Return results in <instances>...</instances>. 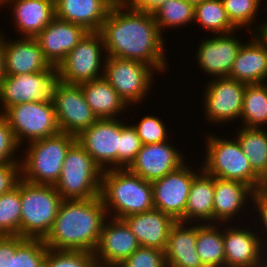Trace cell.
Wrapping results in <instances>:
<instances>
[{
  "mask_svg": "<svg viewBox=\"0 0 267 267\" xmlns=\"http://www.w3.org/2000/svg\"><path fill=\"white\" fill-rule=\"evenodd\" d=\"M43 239L27 238L13 256V267H44L48 251Z\"/></svg>",
  "mask_w": 267,
  "mask_h": 267,
  "instance_id": "37",
  "label": "cell"
},
{
  "mask_svg": "<svg viewBox=\"0 0 267 267\" xmlns=\"http://www.w3.org/2000/svg\"><path fill=\"white\" fill-rule=\"evenodd\" d=\"M20 236L44 239L57 216L62 197L54 185L32 184L20 180Z\"/></svg>",
  "mask_w": 267,
  "mask_h": 267,
  "instance_id": "4",
  "label": "cell"
},
{
  "mask_svg": "<svg viewBox=\"0 0 267 267\" xmlns=\"http://www.w3.org/2000/svg\"><path fill=\"white\" fill-rule=\"evenodd\" d=\"M106 208L100 196L63 200L50 232L43 239L49 249L89 251L97 248Z\"/></svg>",
  "mask_w": 267,
  "mask_h": 267,
  "instance_id": "2",
  "label": "cell"
},
{
  "mask_svg": "<svg viewBox=\"0 0 267 267\" xmlns=\"http://www.w3.org/2000/svg\"><path fill=\"white\" fill-rule=\"evenodd\" d=\"M194 20L216 34H232L236 28L228 19L221 0H205L195 5Z\"/></svg>",
  "mask_w": 267,
  "mask_h": 267,
  "instance_id": "33",
  "label": "cell"
},
{
  "mask_svg": "<svg viewBox=\"0 0 267 267\" xmlns=\"http://www.w3.org/2000/svg\"><path fill=\"white\" fill-rule=\"evenodd\" d=\"M251 198L255 201L261 214L262 223L265 224L264 228L267 230V185L254 190Z\"/></svg>",
  "mask_w": 267,
  "mask_h": 267,
  "instance_id": "46",
  "label": "cell"
},
{
  "mask_svg": "<svg viewBox=\"0 0 267 267\" xmlns=\"http://www.w3.org/2000/svg\"><path fill=\"white\" fill-rule=\"evenodd\" d=\"M14 1V17L19 32L35 38L54 18L55 0H2L0 4Z\"/></svg>",
  "mask_w": 267,
  "mask_h": 267,
  "instance_id": "26",
  "label": "cell"
},
{
  "mask_svg": "<svg viewBox=\"0 0 267 267\" xmlns=\"http://www.w3.org/2000/svg\"><path fill=\"white\" fill-rule=\"evenodd\" d=\"M120 122L117 119H98L77 137L78 142L104 171L105 164L119 169Z\"/></svg>",
  "mask_w": 267,
  "mask_h": 267,
  "instance_id": "14",
  "label": "cell"
},
{
  "mask_svg": "<svg viewBox=\"0 0 267 267\" xmlns=\"http://www.w3.org/2000/svg\"><path fill=\"white\" fill-rule=\"evenodd\" d=\"M5 75L36 73L46 69H57L51 66L44 57L35 38L23 37L22 40L6 43L3 41Z\"/></svg>",
  "mask_w": 267,
  "mask_h": 267,
  "instance_id": "20",
  "label": "cell"
},
{
  "mask_svg": "<svg viewBox=\"0 0 267 267\" xmlns=\"http://www.w3.org/2000/svg\"><path fill=\"white\" fill-rule=\"evenodd\" d=\"M208 141L207 158L202 171L216 178L243 182L253 190L265 185L252 170L249 159L242 152L237 139L230 141L210 136Z\"/></svg>",
  "mask_w": 267,
  "mask_h": 267,
  "instance_id": "7",
  "label": "cell"
},
{
  "mask_svg": "<svg viewBox=\"0 0 267 267\" xmlns=\"http://www.w3.org/2000/svg\"><path fill=\"white\" fill-rule=\"evenodd\" d=\"M4 77H5L4 53H3L2 37L0 35V82Z\"/></svg>",
  "mask_w": 267,
  "mask_h": 267,
  "instance_id": "47",
  "label": "cell"
},
{
  "mask_svg": "<svg viewBox=\"0 0 267 267\" xmlns=\"http://www.w3.org/2000/svg\"><path fill=\"white\" fill-rule=\"evenodd\" d=\"M195 6L185 0H168L153 12L161 31L163 27L182 26L194 20Z\"/></svg>",
  "mask_w": 267,
  "mask_h": 267,
  "instance_id": "35",
  "label": "cell"
},
{
  "mask_svg": "<svg viewBox=\"0 0 267 267\" xmlns=\"http://www.w3.org/2000/svg\"><path fill=\"white\" fill-rule=\"evenodd\" d=\"M57 79V69L5 75L0 82V100L4 111L19 103L45 101L51 98Z\"/></svg>",
  "mask_w": 267,
  "mask_h": 267,
  "instance_id": "12",
  "label": "cell"
},
{
  "mask_svg": "<svg viewBox=\"0 0 267 267\" xmlns=\"http://www.w3.org/2000/svg\"><path fill=\"white\" fill-rule=\"evenodd\" d=\"M167 143L143 144L127 169L150 182L176 170L185 162L178 150Z\"/></svg>",
  "mask_w": 267,
  "mask_h": 267,
  "instance_id": "18",
  "label": "cell"
},
{
  "mask_svg": "<svg viewBox=\"0 0 267 267\" xmlns=\"http://www.w3.org/2000/svg\"><path fill=\"white\" fill-rule=\"evenodd\" d=\"M260 35L267 41V22L259 29Z\"/></svg>",
  "mask_w": 267,
  "mask_h": 267,
  "instance_id": "48",
  "label": "cell"
},
{
  "mask_svg": "<svg viewBox=\"0 0 267 267\" xmlns=\"http://www.w3.org/2000/svg\"><path fill=\"white\" fill-rule=\"evenodd\" d=\"M114 3H122L123 0H112Z\"/></svg>",
  "mask_w": 267,
  "mask_h": 267,
  "instance_id": "51",
  "label": "cell"
},
{
  "mask_svg": "<svg viewBox=\"0 0 267 267\" xmlns=\"http://www.w3.org/2000/svg\"><path fill=\"white\" fill-rule=\"evenodd\" d=\"M166 1L168 0H123L122 3L126 5L127 8H132L146 13H153Z\"/></svg>",
  "mask_w": 267,
  "mask_h": 267,
  "instance_id": "45",
  "label": "cell"
},
{
  "mask_svg": "<svg viewBox=\"0 0 267 267\" xmlns=\"http://www.w3.org/2000/svg\"><path fill=\"white\" fill-rule=\"evenodd\" d=\"M111 220L113 223L104 222L97 248L94 251L97 266L118 267L140 247L136 236L122 219Z\"/></svg>",
  "mask_w": 267,
  "mask_h": 267,
  "instance_id": "15",
  "label": "cell"
},
{
  "mask_svg": "<svg viewBox=\"0 0 267 267\" xmlns=\"http://www.w3.org/2000/svg\"><path fill=\"white\" fill-rule=\"evenodd\" d=\"M114 4L112 0H55V17L99 32Z\"/></svg>",
  "mask_w": 267,
  "mask_h": 267,
  "instance_id": "21",
  "label": "cell"
},
{
  "mask_svg": "<svg viewBox=\"0 0 267 267\" xmlns=\"http://www.w3.org/2000/svg\"><path fill=\"white\" fill-rule=\"evenodd\" d=\"M228 228L223 232L225 266L252 267L261 262L262 241L254 234L256 232H249L244 228Z\"/></svg>",
  "mask_w": 267,
  "mask_h": 267,
  "instance_id": "24",
  "label": "cell"
},
{
  "mask_svg": "<svg viewBox=\"0 0 267 267\" xmlns=\"http://www.w3.org/2000/svg\"><path fill=\"white\" fill-rule=\"evenodd\" d=\"M20 181L13 190L0 195V236H20Z\"/></svg>",
  "mask_w": 267,
  "mask_h": 267,
  "instance_id": "34",
  "label": "cell"
},
{
  "mask_svg": "<svg viewBox=\"0 0 267 267\" xmlns=\"http://www.w3.org/2000/svg\"><path fill=\"white\" fill-rule=\"evenodd\" d=\"M227 17L235 27L245 26L253 21L260 0H221Z\"/></svg>",
  "mask_w": 267,
  "mask_h": 267,
  "instance_id": "38",
  "label": "cell"
},
{
  "mask_svg": "<svg viewBox=\"0 0 267 267\" xmlns=\"http://www.w3.org/2000/svg\"><path fill=\"white\" fill-rule=\"evenodd\" d=\"M241 117L247 128H260L267 123V85H246Z\"/></svg>",
  "mask_w": 267,
  "mask_h": 267,
  "instance_id": "32",
  "label": "cell"
},
{
  "mask_svg": "<svg viewBox=\"0 0 267 267\" xmlns=\"http://www.w3.org/2000/svg\"><path fill=\"white\" fill-rule=\"evenodd\" d=\"M214 192L215 177L204 171L201 176L197 174L190 187L185 214L179 221L185 223L193 218L212 221Z\"/></svg>",
  "mask_w": 267,
  "mask_h": 267,
  "instance_id": "29",
  "label": "cell"
},
{
  "mask_svg": "<svg viewBox=\"0 0 267 267\" xmlns=\"http://www.w3.org/2000/svg\"><path fill=\"white\" fill-rule=\"evenodd\" d=\"M220 34L216 38L202 41L198 48V62L201 68L218 78L228 77L236 60L242 43L233 38L230 33Z\"/></svg>",
  "mask_w": 267,
  "mask_h": 267,
  "instance_id": "22",
  "label": "cell"
},
{
  "mask_svg": "<svg viewBox=\"0 0 267 267\" xmlns=\"http://www.w3.org/2000/svg\"><path fill=\"white\" fill-rule=\"evenodd\" d=\"M254 190L247 184L236 180H224L215 177V192L213 203V221H228L239 212L248 194Z\"/></svg>",
  "mask_w": 267,
  "mask_h": 267,
  "instance_id": "28",
  "label": "cell"
},
{
  "mask_svg": "<svg viewBox=\"0 0 267 267\" xmlns=\"http://www.w3.org/2000/svg\"><path fill=\"white\" fill-rule=\"evenodd\" d=\"M176 221L168 236L165 258L168 267H205L196 251L197 226L185 228Z\"/></svg>",
  "mask_w": 267,
  "mask_h": 267,
  "instance_id": "25",
  "label": "cell"
},
{
  "mask_svg": "<svg viewBox=\"0 0 267 267\" xmlns=\"http://www.w3.org/2000/svg\"><path fill=\"white\" fill-rule=\"evenodd\" d=\"M118 267H168L165 252L158 248L142 247L136 249Z\"/></svg>",
  "mask_w": 267,
  "mask_h": 267,
  "instance_id": "40",
  "label": "cell"
},
{
  "mask_svg": "<svg viewBox=\"0 0 267 267\" xmlns=\"http://www.w3.org/2000/svg\"><path fill=\"white\" fill-rule=\"evenodd\" d=\"M2 115L7 119L19 145L24 136L32 142L61 132L51 98L13 105Z\"/></svg>",
  "mask_w": 267,
  "mask_h": 267,
  "instance_id": "8",
  "label": "cell"
},
{
  "mask_svg": "<svg viewBox=\"0 0 267 267\" xmlns=\"http://www.w3.org/2000/svg\"><path fill=\"white\" fill-rule=\"evenodd\" d=\"M99 196L106 210L115 209L114 219L154 209L152 183L125 168L108 167L102 172Z\"/></svg>",
  "mask_w": 267,
  "mask_h": 267,
  "instance_id": "3",
  "label": "cell"
},
{
  "mask_svg": "<svg viewBox=\"0 0 267 267\" xmlns=\"http://www.w3.org/2000/svg\"><path fill=\"white\" fill-rule=\"evenodd\" d=\"M17 163H5L0 165V195L13 190L22 179V176H18L22 174V172L19 162Z\"/></svg>",
  "mask_w": 267,
  "mask_h": 267,
  "instance_id": "43",
  "label": "cell"
},
{
  "mask_svg": "<svg viewBox=\"0 0 267 267\" xmlns=\"http://www.w3.org/2000/svg\"><path fill=\"white\" fill-rule=\"evenodd\" d=\"M142 145L141 139L133 125L124 126L120 122L119 169H123L124 167L127 169L131 165Z\"/></svg>",
  "mask_w": 267,
  "mask_h": 267,
  "instance_id": "39",
  "label": "cell"
},
{
  "mask_svg": "<svg viewBox=\"0 0 267 267\" xmlns=\"http://www.w3.org/2000/svg\"><path fill=\"white\" fill-rule=\"evenodd\" d=\"M85 100L98 119H114L128 104L104 78L80 84Z\"/></svg>",
  "mask_w": 267,
  "mask_h": 267,
  "instance_id": "27",
  "label": "cell"
},
{
  "mask_svg": "<svg viewBox=\"0 0 267 267\" xmlns=\"http://www.w3.org/2000/svg\"><path fill=\"white\" fill-rule=\"evenodd\" d=\"M115 3L99 31L108 57L140 61L164 70L163 38L153 13Z\"/></svg>",
  "mask_w": 267,
  "mask_h": 267,
  "instance_id": "1",
  "label": "cell"
},
{
  "mask_svg": "<svg viewBox=\"0 0 267 267\" xmlns=\"http://www.w3.org/2000/svg\"><path fill=\"white\" fill-rule=\"evenodd\" d=\"M18 146L19 144L7 119L0 113V165L15 163L16 159L13 161L11 155Z\"/></svg>",
  "mask_w": 267,
  "mask_h": 267,
  "instance_id": "42",
  "label": "cell"
},
{
  "mask_svg": "<svg viewBox=\"0 0 267 267\" xmlns=\"http://www.w3.org/2000/svg\"><path fill=\"white\" fill-rule=\"evenodd\" d=\"M101 168L75 142L67 151L60 178L54 185L63 200H84L100 194Z\"/></svg>",
  "mask_w": 267,
  "mask_h": 267,
  "instance_id": "6",
  "label": "cell"
},
{
  "mask_svg": "<svg viewBox=\"0 0 267 267\" xmlns=\"http://www.w3.org/2000/svg\"><path fill=\"white\" fill-rule=\"evenodd\" d=\"M51 100L59 129L63 133L77 137L98 120L87 104L80 84H68L57 79Z\"/></svg>",
  "mask_w": 267,
  "mask_h": 267,
  "instance_id": "9",
  "label": "cell"
},
{
  "mask_svg": "<svg viewBox=\"0 0 267 267\" xmlns=\"http://www.w3.org/2000/svg\"><path fill=\"white\" fill-rule=\"evenodd\" d=\"M104 64L103 77L126 104L141 102L140 100L144 99L153 80L152 66L140 61L114 57H107Z\"/></svg>",
  "mask_w": 267,
  "mask_h": 267,
  "instance_id": "11",
  "label": "cell"
},
{
  "mask_svg": "<svg viewBox=\"0 0 267 267\" xmlns=\"http://www.w3.org/2000/svg\"><path fill=\"white\" fill-rule=\"evenodd\" d=\"M245 83L228 77L213 79L206 90L204 108L212 121H229L241 116Z\"/></svg>",
  "mask_w": 267,
  "mask_h": 267,
  "instance_id": "16",
  "label": "cell"
},
{
  "mask_svg": "<svg viewBox=\"0 0 267 267\" xmlns=\"http://www.w3.org/2000/svg\"><path fill=\"white\" fill-rule=\"evenodd\" d=\"M196 174L183 164L152 181L154 208L179 221L185 214L190 187Z\"/></svg>",
  "mask_w": 267,
  "mask_h": 267,
  "instance_id": "13",
  "label": "cell"
},
{
  "mask_svg": "<svg viewBox=\"0 0 267 267\" xmlns=\"http://www.w3.org/2000/svg\"><path fill=\"white\" fill-rule=\"evenodd\" d=\"M142 144L166 142V129L161 120L154 116H145L140 123L133 125Z\"/></svg>",
  "mask_w": 267,
  "mask_h": 267,
  "instance_id": "41",
  "label": "cell"
},
{
  "mask_svg": "<svg viewBox=\"0 0 267 267\" xmlns=\"http://www.w3.org/2000/svg\"><path fill=\"white\" fill-rule=\"evenodd\" d=\"M94 253L48 249L44 267H95Z\"/></svg>",
  "mask_w": 267,
  "mask_h": 267,
  "instance_id": "36",
  "label": "cell"
},
{
  "mask_svg": "<svg viewBox=\"0 0 267 267\" xmlns=\"http://www.w3.org/2000/svg\"><path fill=\"white\" fill-rule=\"evenodd\" d=\"M102 46L101 34L88 32L57 67L58 79L68 84H81L103 77L98 71Z\"/></svg>",
  "mask_w": 267,
  "mask_h": 267,
  "instance_id": "10",
  "label": "cell"
},
{
  "mask_svg": "<svg viewBox=\"0 0 267 267\" xmlns=\"http://www.w3.org/2000/svg\"><path fill=\"white\" fill-rule=\"evenodd\" d=\"M142 247L165 251L168 236L176 220L158 209L122 218Z\"/></svg>",
  "mask_w": 267,
  "mask_h": 267,
  "instance_id": "19",
  "label": "cell"
},
{
  "mask_svg": "<svg viewBox=\"0 0 267 267\" xmlns=\"http://www.w3.org/2000/svg\"><path fill=\"white\" fill-rule=\"evenodd\" d=\"M87 33L83 26L55 17L35 39L46 60L57 68Z\"/></svg>",
  "mask_w": 267,
  "mask_h": 267,
  "instance_id": "17",
  "label": "cell"
},
{
  "mask_svg": "<svg viewBox=\"0 0 267 267\" xmlns=\"http://www.w3.org/2000/svg\"><path fill=\"white\" fill-rule=\"evenodd\" d=\"M260 37L241 46L228 78L246 85L264 83L267 78V41Z\"/></svg>",
  "mask_w": 267,
  "mask_h": 267,
  "instance_id": "23",
  "label": "cell"
},
{
  "mask_svg": "<svg viewBox=\"0 0 267 267\" xmlns=\"http://www.w3.org/2000/svg\"><path fill=\"white\" fill-rule=\"evenodd\" d=\"M76 142L74 135H57L30 143L25 161L21 165L22 179L32 184L55 185L60 178L65 156Z\"/></svg>",
  "mask_w": 267,
  "mask_h": 267,
  "instance_id": "5",
  "label": "cell"
},
{
  "mask_svg": "<svg viewBox=\"0 0 267 267\" xmlns=\"http://www.w3.org/2000/svg\"><path fill=\"white\" fill-rule=\"evenodd\" d=\"M237 140L252 170L267 185V133L260 128H243Z\"/></svg>",
  "mask_w": 267,
  "mask_h": 267,
  "instance_id": "30",
  "label": "cell"
},
{
  "mask_svg": "<svg viewBox=\"0 0 267 267\" xmlns=\"http://www.w3.org/2000/svg\"><path fill=\"white\" fill-rule=\"evenodd\" d=\"M215 227L197 225L196 251L205 267H225L223 233Z\"/></svg>",
  "mask_w": 267,
  "mask_h": 267,
  "instance_id": "31",
  "label": "cell"
},
{
  "mask_svg": "<svg viewBox=\"0 0 267 267\" xmlns=\"http://www.w3.org/2000/svg\"><path fill=\"white\" fill-rule=\"evenodd\" d=\"M261 263V264H260ZM264 265V266H263ZM252 267H267V263H263L262 264V262H258L257 264H255L254 266H252Z\"/></svg>",
  "mask_w": 267,
  "mask_h": 267,
  "instance_id": "50",
  "label": "cell"
},
{
  "mask_svg": "<svg viewBox=\"0 0 267 267\" xmlns=\"http://www.w3.org/2000/svg\"><path fill=\"white\" fill-rule=\"evenodd\" d=\"M185 1L195 6L197 4L202 3L205 0H185Z\"/></svg>",
  "mask_w": 267,
  "mask_h": 267,
  "instance_id": "49",
  "label": "cell"
},
{
  "mask_svg": "<svg viewBox=\"0 0 267 267\" xmlns=\"http://www.w3.org/2000/svg\"><path fill=\"white\" fill-rule=\"evenodd\" d=\"M27 238L16 236H0V267H13V256L16 249Z\"/></svg>",
  "mask_w": 267,
  "mask_h": 267,
  "instance_id": "44",
  "label": "cell"
}]
</instances>
